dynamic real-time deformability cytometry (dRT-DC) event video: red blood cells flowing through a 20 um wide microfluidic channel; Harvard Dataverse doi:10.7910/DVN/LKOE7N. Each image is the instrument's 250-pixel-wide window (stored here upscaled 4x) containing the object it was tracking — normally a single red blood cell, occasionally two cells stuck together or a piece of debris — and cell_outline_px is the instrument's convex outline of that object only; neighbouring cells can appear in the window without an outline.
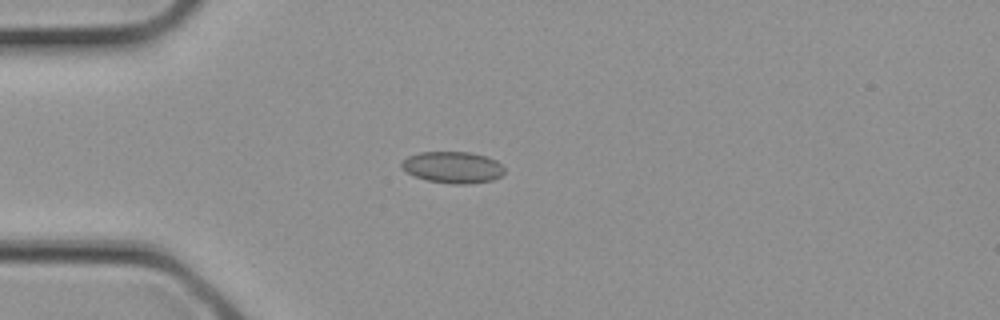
{"species": "common noctule bat (a hibernating species)", "species_latin": "Nyctalus noctula", "temperature_condition": "cold", "stored_images_in_passage": 3, "camera_frame_rate_fps": 3000, "um_per_image_px": 0.085, "animal": {"sex": "female", "body_mass_g": 21.9}, "frame": {"image": 1, "passage_image": 3, "time_ms": 0.667, "image_size_px": [1000, 320], "cell_outline_px": [[504, 172], [500, 176], [492, 180], [468, 184], [452, 184], [428, 180], [416, 176], [400, 168], [400, 160], [408, 156], [420, 152], [468, 152], [484, 156], [496, 160], [504, 168]], "centroid_in_image_um": [38.45, 14.22], "position_along_channel_um": 46.6, "area_um2": 18.84}}